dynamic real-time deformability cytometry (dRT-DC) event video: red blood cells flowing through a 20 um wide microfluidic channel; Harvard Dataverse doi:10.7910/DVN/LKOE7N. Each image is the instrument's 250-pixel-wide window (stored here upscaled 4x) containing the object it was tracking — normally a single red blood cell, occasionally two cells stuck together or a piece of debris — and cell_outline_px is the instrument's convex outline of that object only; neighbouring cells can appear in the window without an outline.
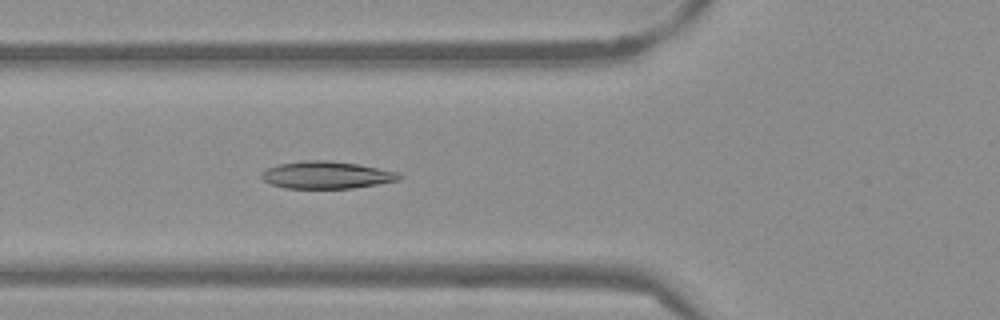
{"species": "Egyptian fruit bat (a non-hibernating species)", "species_latin": "Rousettus aegyptiacus", "temperature_condition": "warm", "stored_images_in_passage": 43, "camera_frame_rate_fps": 3000, "um_per_image_px": 0.085, "frame": {"image": 1, "passage_image": 10, "time_ms": 3.0, "image_size_px": [1000, 320], "cell_outline_px": [[404, 176], [400, 180], [352, 188], [284, 188], [272, 184], [264, 180], [260, 176], [260, 172], [276, 164], [304, 160], [328, 160], [360, 164], [400, 172]], "centroid_in_image_um": [27.78, 14.86], "position_along_channel_um": 98.0, "area_um2": 22.14}}
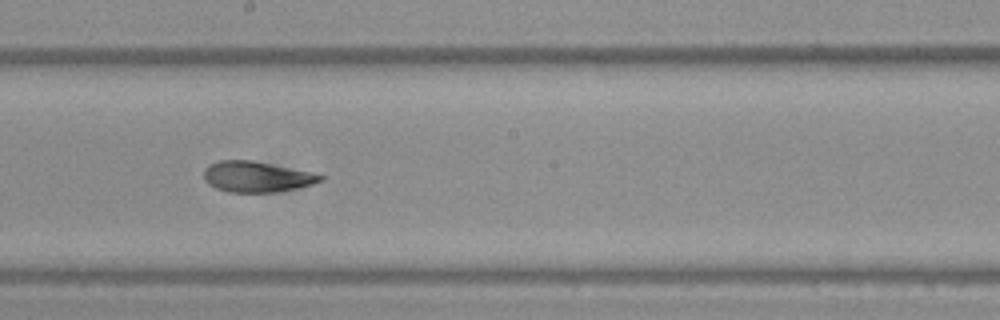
{"frame": {"image": 2, "passage_image": 20, "time_ms": 6.333, "image_size_px": [1000, 320], "cell_outline_px": [[324, 180], [312, 184], [296, 188], [272, 192], [228, 192], [216, 188], [208, 184], [204, 180], [204, 168], [208, 164], [220, 160], [252, 160], [312, 172], [324, 176]], "centroid_in_image_um": [21.78, 15.01], "position_along_channel_um": 226.4, "area_um2": 20.87}}
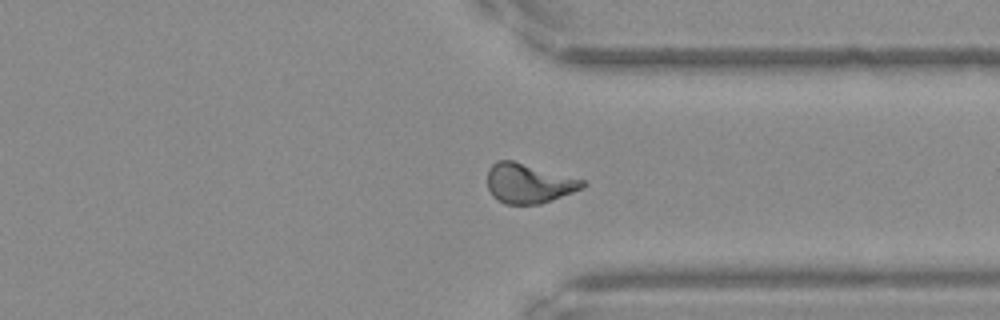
{"frame": {"image": 3, "passage_image": 31, "time_ms": 10.0, "image_size_px": [1000, 320], "cell_outline_px": [[588, 184], [584, 188], [552, 200], [540, 204], [504, 204], [496, 200], [492, 196], [488, 188], [488, 168], [496, 160], [512, 160], [588, 180]], "centroid_in_image_um": [44.98, 15.58], "position_along_channel_um": 366.4, "area_um2": 22.43}, "authors_computed_cell_mechanics": {"area_um2": 21.5016, "velocity_mm_per_s": 3.8346, "shape_relaxation_time_tau1_ms": 7.4443, "shape_relaxation_time_tau2_ms": 1.6858, "deformation_change_tau1": 0.2099, "deformation_change_tau2": 0.0771}}